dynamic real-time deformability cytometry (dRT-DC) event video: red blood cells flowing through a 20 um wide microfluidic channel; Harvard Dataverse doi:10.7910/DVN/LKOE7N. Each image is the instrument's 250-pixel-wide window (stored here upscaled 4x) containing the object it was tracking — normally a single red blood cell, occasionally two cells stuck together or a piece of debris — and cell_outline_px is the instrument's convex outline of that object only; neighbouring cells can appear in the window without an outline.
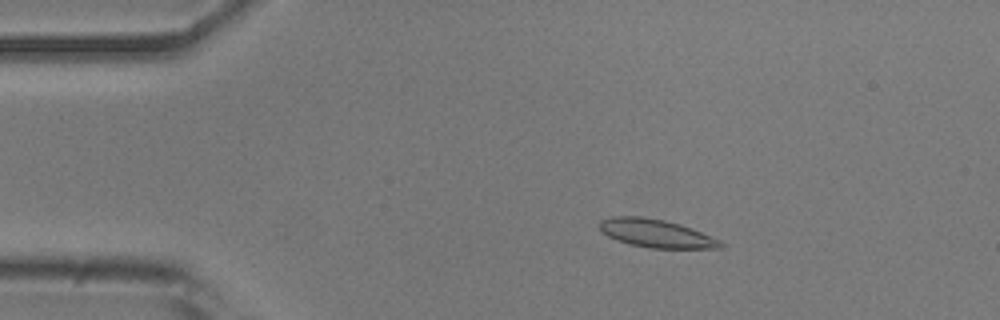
{"species": "common noctule bat (a hibernating species)", "species_latin": "Nyctalus noctula", "temperature_condition": "room temperature", "stored_images_in_passage": 51, "camera_frame_rate_fps": 3000, "um_per_image_px": 0.085, "animal": {"sex": "male", "body_mass_g": 20.5, "forearm_length_mm": 52.5}, "frame": {"image": 1, "passage_image": 8, "time_ms": 2.333, "image_size_px": [1000, 320], "cell_outline_px": [[724, 248], [648, 248], [632, 244], [608, 236], [600, 228], [600, 220], [612, 216], [644, 216], [664, 220], [680, 224], [692, 228], [720, 240], [724, 244]], "centroid_in_image_um": [55.81, 19.83], "position_along_channel_um": 29.2, "area_um2": 19.71}}
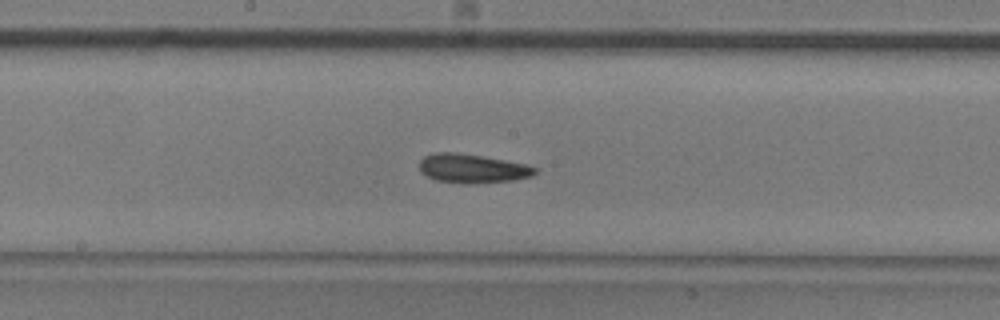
{"frame": {"image": 2, "passage_image": 26, "time_ms": 8.333, "image_size_px": [1000, 320], "cell_outline_px": [[536, 172], [532, 176], [512, 180], [472, 184], [464, 184], [436, 180], [420, 172], [420, 160], [424, 156], [436, 152], [456, 152], [480, 156], [524, 164], [536, 168]], "centroid_in_image_um": [40.1, 14.33], "position_along_channel_um": 208.1, "area_um2": 19.31}}
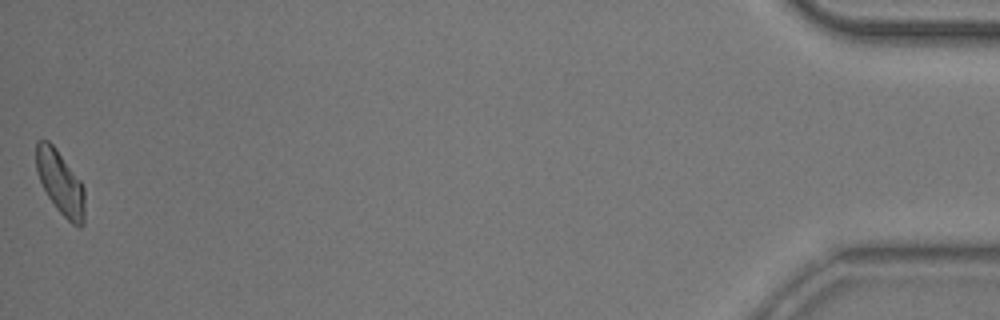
{"frame": {"image": 3, "passage_image": 51, "time_ms": 16.667, "image_size_px": [1000, 320], "cell_outline_px": [[84, 224], [80, 228], [72, 224], [56, 208], [48, 196], [36, 172], [36, 140], [48, 140], [56, 148], [80, 180], [84, 188]], "centroid_in_image_um": [5.13, 15.53], "position_along_channel_um": 430.1, "area_um2": 17.98}, "authors_computed_cell_mechanics": {"area_um2": 18.8428, "velocity_mm_per_s": 3.8436, "shape_relaxation_time_tau1_ms": 9.4156, "shape_relaxation_time_tau2_ms": 5.6551, "deformation_change_tau1": 0.1844, "deformation_change_tau2": 0.1268}}